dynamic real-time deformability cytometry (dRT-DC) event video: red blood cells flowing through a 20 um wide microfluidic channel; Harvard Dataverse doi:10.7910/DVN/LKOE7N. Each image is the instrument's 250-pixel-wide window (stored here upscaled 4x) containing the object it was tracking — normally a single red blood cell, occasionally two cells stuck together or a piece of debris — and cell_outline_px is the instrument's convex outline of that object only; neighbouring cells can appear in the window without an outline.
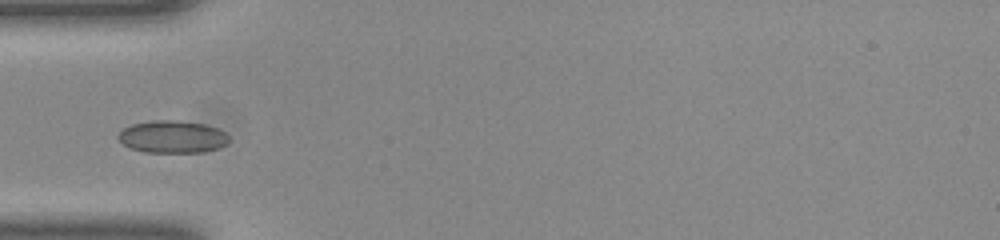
{"species": "common noctule bat (a hibernating species)", "species_latin": "Nyctalus noctula", "temperature_condition": "room temperature", "stored_images_in_passage": 35, "camera_frame_rate_fps": 3000, "um_per_image_px": 0.085, "animal": {"sex": "female", "body_mass_g": 23.0, "forearm_length_mm": 53.4}, "frame": {"image": 1, "passage_image": 1, "time_ms": 0.0, "image_size_px": [1000, 240], "cell_outline_px": [[228, 144], [220, 148], [204, 152], [144, 152], [132, 148], [124, 144], [116, 136], [124, 128], [132, 124], [152, 120], [172, 120], [204, 124], [216, 128], [224, 132], [228, 136]], "centroid_in_image_um": [14.67, 11.63], "position_along_channel_um": 70.3, "area_um2": 20.81}}
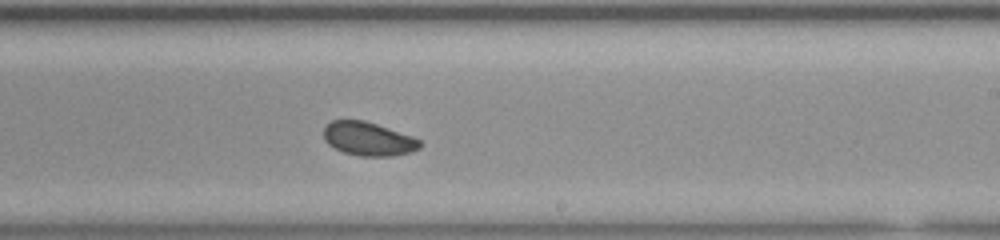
{"frame": {"image": 2, "passage_image": 15, "time_ms": 4.667, "image_size_px": [1000, 240], "cell_outline_px": [[424, 144], [420, 148], [412, 152], [392, 156], [360, 156], [344, 152], [328, 144], [324, 140], [324, 124], [332, 120], [364, 120], [412, 136], [420, 140]], "centroid_in_image_um": [31.31, 11.8], "position_along_channel_um": 257.7, "area_um2": 18.96}}
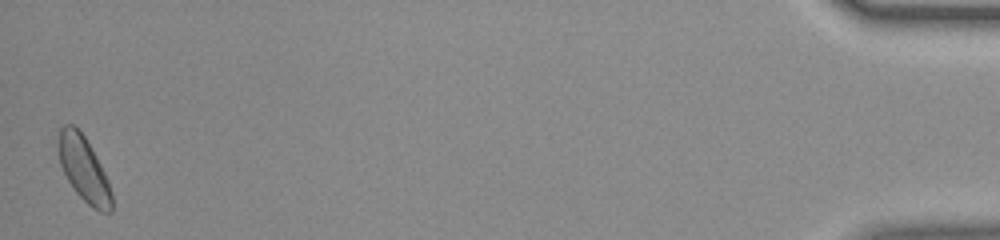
{"frame": {"image": 3, "passage_image": 35, "time_ms": 11.333, "image_size_px": [1000, 240], "cell_outline_px": [[112, 212], [100, 212], [92, 208], [76, 192], [68, 180], [60, 164], [56, 148], [60, 128], [64, 124], [72, 124], [84, 136], [100, 164], [108, 180], [112, 192]], "centroid_in_image_um": [7.11, 14.37], "position_along_channel_um": 428.1, "area_um2": 20.11}, "authors_computed_cell_mechanics": {"area_um2": 19.4208, "velocity_mm_per_s": 4.0078, "shape_relaxation_time_tau1_ms": 6.9962, "shape_relaxation_time_tau2_ms": 1.7123, "deformation_change_tau1": 0.0946, "deformation_change_tau2": 0.0458}}